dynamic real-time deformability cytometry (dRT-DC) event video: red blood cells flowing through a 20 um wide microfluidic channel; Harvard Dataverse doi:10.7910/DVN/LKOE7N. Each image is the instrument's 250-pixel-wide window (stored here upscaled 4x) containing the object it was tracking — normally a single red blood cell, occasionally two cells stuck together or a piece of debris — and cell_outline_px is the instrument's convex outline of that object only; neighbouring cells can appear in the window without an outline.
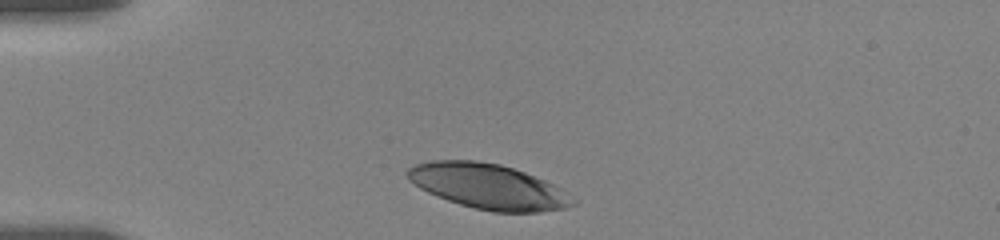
{"species": "human", "species_latin": "Homo sapiens", "temperature_condition": "room temperature", "stored_images_in_passage": 3, "camera_frame_rate_fps": 3000, "um_per_image_px": 0.085, "donor": {"sex": "female"}, "frame": {"image": 1, "passage_image": 1, "time_ms": 0.0, "image_size_px": [1000, 240], "cell_outline_px": [[580, 200], [576, 204], [564, 208], [540, 212], [492, 212], [460, 204], [436, 196], [420, 188], [408, 180], [404, 172], [408, 168], [416, 164], [432, 160], [476, 160], [500, 164], [524, 172], [544, 180], [560, 188]], "centroid_in_image_um": [41.51, 15.85], "position_along_channel_um": 43.5, "area_um2": 43.58}}
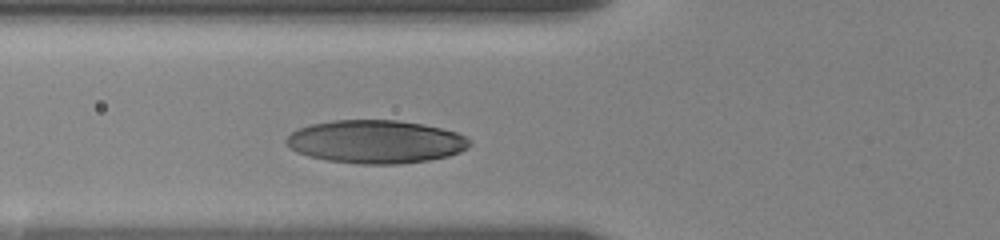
{"frame": {"image": 2, "passage_image": 3, "time_ms": 2.333, "image_size_px": [1000, 240], "cell_outline_px": [[472, 144], [468, 148], [460, 152], [448, 156], [428, 160], [396, 164], [360, 164], [328, 160], [308, 156], [296, 152], [288, 148], [284, 140], [296, 128], [312, 124], [332, 120], [396, 120], [424, 124], [456, 132], [472, 140]], "centroid_in_image_um": [31.92, 12.04], "position_along_channel_um": 93.9, "area_um2": 46.36}}